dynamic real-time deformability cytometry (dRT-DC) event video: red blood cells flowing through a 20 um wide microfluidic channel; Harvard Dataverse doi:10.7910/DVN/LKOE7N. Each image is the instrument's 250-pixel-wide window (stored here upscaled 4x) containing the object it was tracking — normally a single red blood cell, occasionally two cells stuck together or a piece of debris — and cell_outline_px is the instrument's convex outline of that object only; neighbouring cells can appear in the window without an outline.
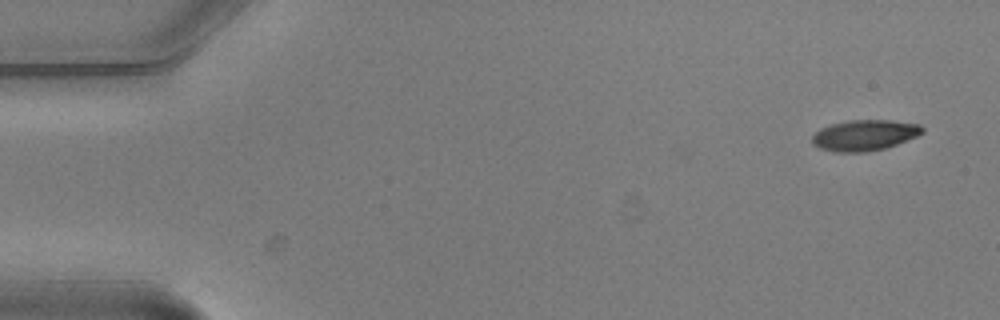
{"species": "common noctule bat (a hibernating species)", "species_latin": "Nyctalus noctula", "temperature_condition": "warm", "stored_images_in_passage": 3, "camera_frame_rate_fps": 3000, "um_per_image_px": 0.085, "animal": {"sex": "male", "body_mass_g": 20.5, "forearm_length_mm": 52.5}, "frame": {"image": 1, "passage_image": 1, "time_ms": 0.0, "image_size_px": [1000, 320], "cell_outline_px": [[924, 132], [916, 136], [896, 144], [884, 148], [864, 152], [832, 152], [820, 148], [812, 144], [812, 136], [820, 128], [832, 124], [848, 120], [892, 120], [920, 124], [924, 128]], "centroid_in_image_um": [73.47, 11.49], "position_along_channel_um": 11.5, "area_um2": 19.77}}